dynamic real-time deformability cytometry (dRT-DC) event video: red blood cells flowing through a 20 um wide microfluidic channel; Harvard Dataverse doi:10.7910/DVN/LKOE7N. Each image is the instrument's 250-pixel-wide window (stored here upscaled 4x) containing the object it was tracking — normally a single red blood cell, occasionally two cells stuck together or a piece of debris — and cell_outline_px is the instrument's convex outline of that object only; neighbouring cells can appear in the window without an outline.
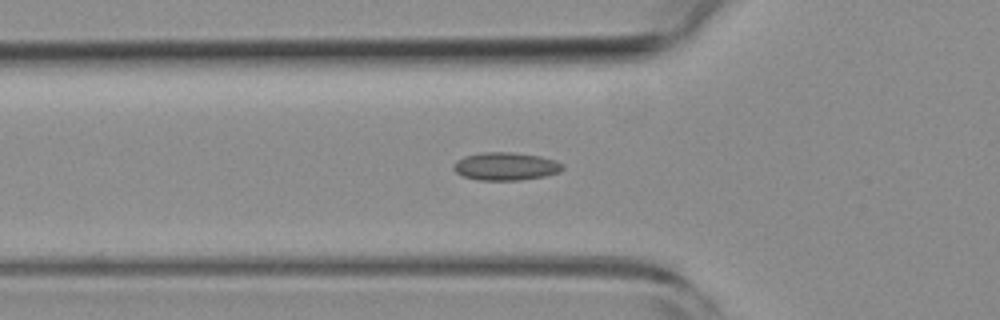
{"species": "common noctule bat (a hibernating species)", "species_latin": "Nyctalus noctula", "temperature_condition": "room temperature", "stored_images_in_passage": 40, "camera_frame_rate_fps": 3000, "um_per_image_px": 0.085, "animal": {"sex": "female", "body_mass_g": 19.3, "forearm_length_mm": 54.1}, "frame": {"image": 1, "passage_image": 10, "time_ms": 3.0, "image_size_px": [1000, 320], "cell_outline_px": [[564, 168], [560, 172], [544, 176], [520, 180], [480, 180], [460, 176], [452, 168], [452, 164], [456, 160], [464, 156], [484, 152], [512, 152], [540, 156], [556, 160], [564, 164]], "centroid_in_image_um": [42.97, 14.13], "position_along_channel_um": 82.8, "area_um2": 17.98}}
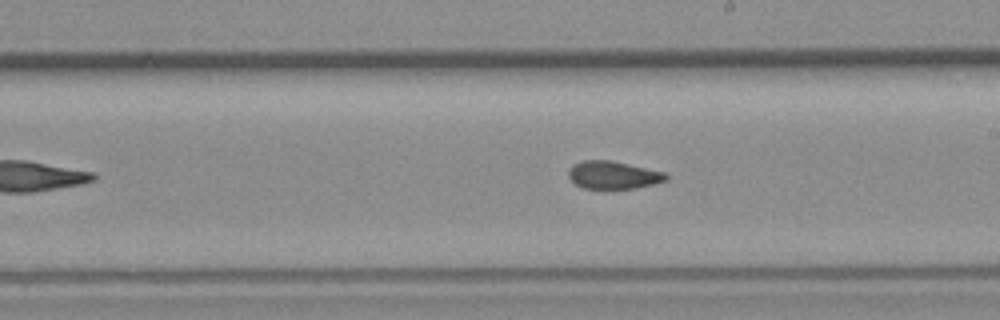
{"frame": {"image": 2, "passage_image": 22, "time_ms": 7.0, "image_size_px": [1000, 320], "cell_outline_px": [[668, 180], [636, 188], [584, 188], [576, 184], [568, 176], [568, 168], [572, 164], [580, 160], [608, 160], [664, 172], [668, 176]], "centroid_in_image_um": [52.08, 14.87], "position_along_channel_um": 236.9, "area_um2": 15.61}}
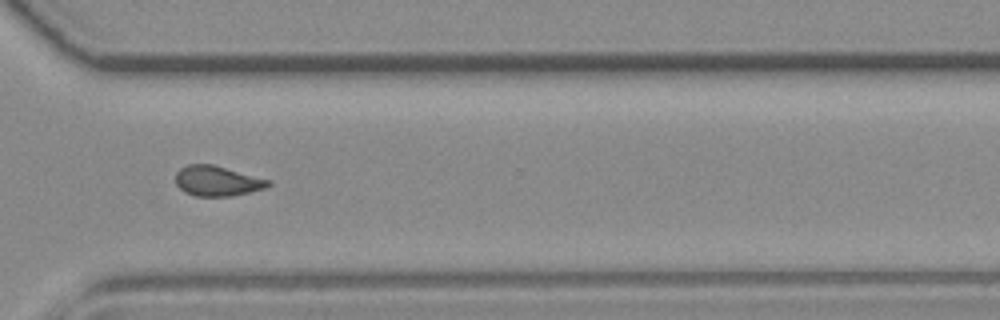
{"frame": {"image": 3, "passage_image": 31, "time_ms": 10.0, "image_size_px": [1000, 320], "cell_outline_px": [[272, 184], [264, 188], [232, 196], [196, 196], [184, 192], [176, 184], [176, 172], [180, 168], [188, 164], [212, 164], [272, 180]], "centroid_in_image_um": [18.47, 15.37], "position_along_channel_um": 352.1, "area_um2": 16.3}}